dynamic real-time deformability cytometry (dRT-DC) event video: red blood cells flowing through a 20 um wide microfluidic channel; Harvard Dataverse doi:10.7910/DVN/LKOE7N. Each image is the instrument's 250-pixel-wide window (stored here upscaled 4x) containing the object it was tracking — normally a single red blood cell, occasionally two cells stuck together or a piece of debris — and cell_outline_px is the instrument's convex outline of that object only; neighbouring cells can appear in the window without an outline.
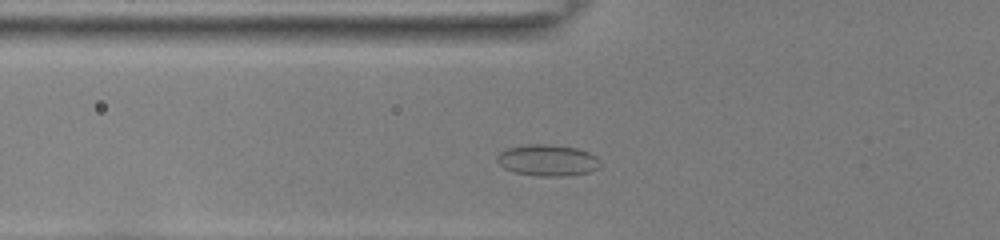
{"species": "common noctule bat (a hibernating species)", "species_latin": "Nyctalus noctula", "temperature_condition": "room temperature", "stored_images_in_passage": 35, "camera_frame_rate_fps": 3000, "um_per_image_px": 0.085, "animal": {"sex": "female", "body_mass_g": 22.0, "forearm_length_mm": 56.7}, "frame": {"image": 1, "passage_image": 6, "time_ms": 1.667, "image_size_px": [1000, 240], "cell_outline_px": [[600, 168], [588, 172], [564, 176], [540, 176], [512, 172], [504, 168], [496, 160], [496, 156], [500, 152], [508, 148], [528, 144], [552, 144], [576, 148], [588, 152], [596, 156], [600, 160]], "centroid_in_image_um": [46.54, 13.62], "position_along_channel_um": 79.3, "area_um2": 18.96}}
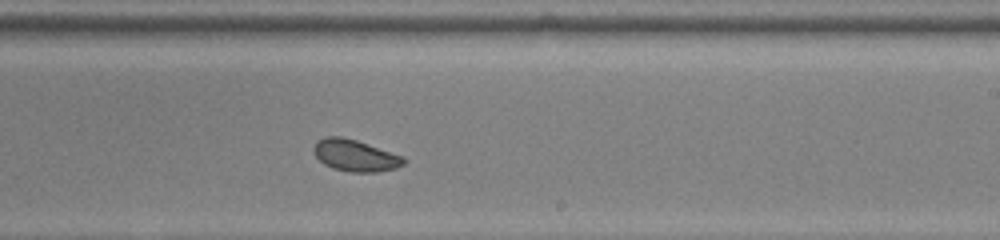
{"frame": {"image": 2, "passage_image": 20, "time_ms": 6.333, "image_size_px": [1000, 240], "cell_outline_px": [[404, 164], [396, 168], [376, 172], [352, 172], [332, 168], [324, 164], [316, 156], [312, 148], [316, 140], [324, 136], [340, 136], [356, 140], [404, 156]], "centroid_in_image_um": [30.16, 13.2], "position_along_channel_um": 258.8, "area_um2": 16.65}}
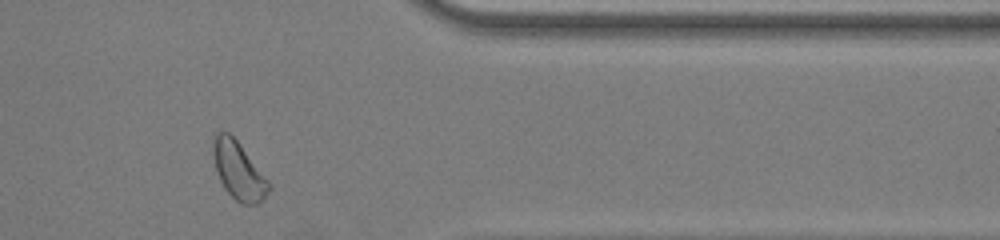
{"frame": {"image": 3, "passage_image": 31, "time_ms": 10.0, "image_size_px": [1000, 240], "cell_outline_px": [[272, 188], [256, 204], [240, 204], [224, 188], [220, 180], [216, 168], [212, 152], [212, 144], [216, 132], [228, 132], [240, 144], [272, 184]], "centroid_in_image_um": [20.28, 14.5], "position_along_channel_um": 391.1, "area_um2": 18.55}, "authors_computed_cell_mechanics": {"area_um2": 16.762, "velocity_mm_per_s": 3.8542, "shape_relaxation_time_tau1_ms": 3.7915, "shape_relaxation_time_tau2_ms": null, "deformation_change_tau1": 0.0809, "deformation_change_tau2": null}}